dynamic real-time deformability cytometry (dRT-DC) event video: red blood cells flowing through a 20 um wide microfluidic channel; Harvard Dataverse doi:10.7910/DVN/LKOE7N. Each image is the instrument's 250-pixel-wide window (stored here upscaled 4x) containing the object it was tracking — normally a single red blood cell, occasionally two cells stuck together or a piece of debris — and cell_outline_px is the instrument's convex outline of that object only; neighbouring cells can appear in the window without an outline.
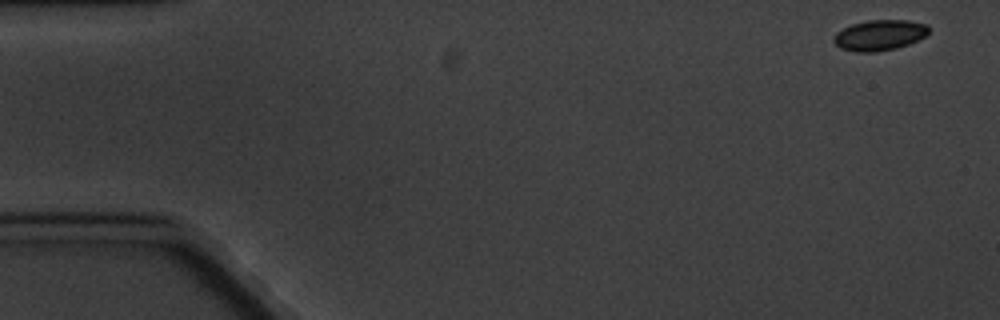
{"species": "common noctule bat (a hibernating species)", "species_latin": "Nyctalus noctula", "temperature_condition": "cold", "stored_images_in_passage": 5, "camera_frame_rate_fps": 3000, "um_per_image_px": 0.085, "animal": {"sex": "male", "body_mass_g": 20.1, "forearm_length_mm": 53.5}, "frame": {"image": 1, "passage_image": 1, "time_ms": 0.0, "image_size_px": [1000, 320], "cell_outline_px": [[928, 36], [908, 44], [896, 48], [876, 52], [856, 52], [840, 48], [832, 40], [832, 36], [836, 32], [852, 24], [868, 20], [908, 20], [928, 24]], "centroid_in_image_um": [74.76, 2.99], "position_along_channel_um": 10.2, "area_um2": 17.11}}
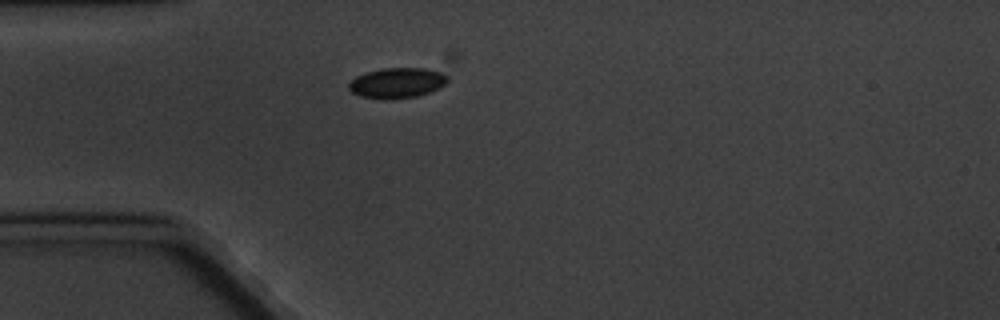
{"frame": {"image": 2, "passage_image": 5, "time_ms": 4.667, "image_size_px": [1000, 320], "cell_outline_px": [[448, 80], [440, 88], [416, 96], [384, 100], [360, 96], [352, 92], [348, 88], [348, 84], [356, 76], [380, 68], [424, 68], [440, 72], [448, 76]], "centroid_in_image_um": [33.73, 7.05], "position_along_channel_um": 51.3, "area_um2": 17.4}}